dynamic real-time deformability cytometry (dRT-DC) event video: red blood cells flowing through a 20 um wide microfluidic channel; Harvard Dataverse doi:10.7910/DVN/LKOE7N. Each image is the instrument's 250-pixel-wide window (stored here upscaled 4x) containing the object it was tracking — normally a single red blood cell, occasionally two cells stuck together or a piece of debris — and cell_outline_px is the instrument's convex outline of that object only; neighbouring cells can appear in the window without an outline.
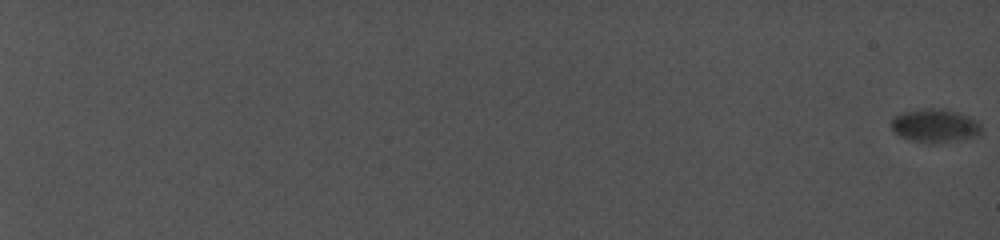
{"species": "common noctule bat (a hibernating species)", "species_latin": "Nyctalus noctula", "temperature_condition": "cold", "stored_images_in_passage": 16, "camera_frame_rate_fps": 5000, "um_per_image_px": 0.085, "animal": {"sex": "female", "body_mass_g": 19.0, "forearm_length_mm": 56.7}, "frame": {"image": 1, "passage_image": 1, "time_ms": 0.0, "image_size_px": [1000, 240], "cell_outline_px": [[980, 132], [972, 136], [948, 140], [916, 140], [900, 136], [892, 128], [892, 120], [896, 116], [904, 112], [920, 108], [940, 108], [956, 112], [976, 120], [980, 124]], "centroid_in_image_um": [79.44, 10.61], "position_along_channel_um": 5.6, "area_um2": 16.3}}
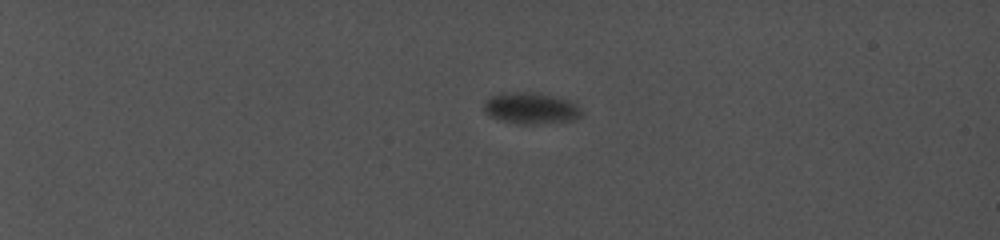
{"frame": {"image": 2, "passage_image": 10, "time_ms": 7.0, "image_size_px": [1000, 240], "cell_outline_px": [[580, 116], [572, 120], [532, 124], [520, 124], [504, 120], [492, 116], [484, 108], [484, 100], [488, 96], [500, 92], [532, 92], [552, 96], [568, 100], [576, 104], [580, 112]], "centroid_in_image_um": [45.07, 9.17], "position_along_channel_um": 39.9, "area_um2": 17.46}}
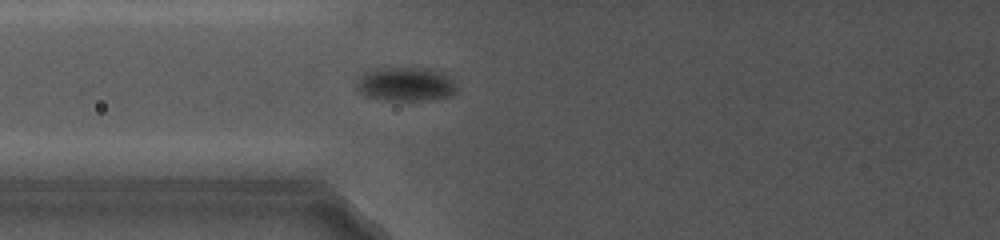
{"frame": {"image": 3, "passage_image": 16, "time_ms": 11.8, "image_size_px": [1000, 240], "cell_outline_px": [[456, 92], [452, 96], [420, 100], [384, 100], [364, 96], [356, 88], [356, 84], [360, 76], [368, 68], [404, 64], [424, 68], [440, 72], [452, 76], [456, 84]], "centroid_in_image_um": [34.44, 7.09], "position_along_channel_um": 91.4, "area_um2": 20.87}}